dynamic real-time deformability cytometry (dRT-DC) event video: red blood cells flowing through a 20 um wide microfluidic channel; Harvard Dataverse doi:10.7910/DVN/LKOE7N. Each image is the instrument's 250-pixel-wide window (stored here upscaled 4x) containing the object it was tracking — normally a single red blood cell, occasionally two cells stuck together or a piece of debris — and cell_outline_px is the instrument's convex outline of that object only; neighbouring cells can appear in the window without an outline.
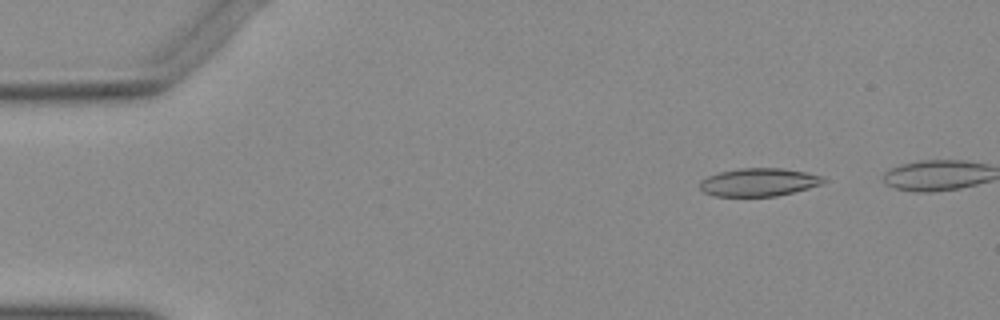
{"species": "Egyptian fruit bat (a non-hibernating species)", "species_latin": "Rousettus aegyptiacus", "temperature_condition": "warm", "stored_images_in_passage": 45, "camera_frame_rate_fps": 3000, "um_per_image_px": 0.085, "animal": {"sex": "female"}, "frame": {"image": 1, "passage_image": 5, "time_ms": 1.333, "image_size_px": [1000, 320], "cell_outline_px": [[828, 180], [820, 184], [808, 188], [776, 196], [712, 196], [704, 192], [700, 188], [700, 180], [708, 176], [720, 172], [740, 168], [780, 168], [804, 172], [824, 176]], "centroid_in_image_um": [64.49, 15.49], "position_along_channel_um": 20.5, "area_um2": 20.11}}
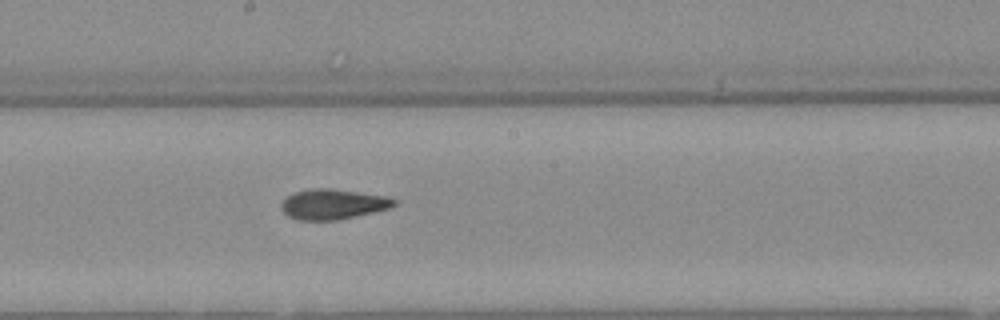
{"frame": {"image": 2, "passage_image": 27, "time_ms": 8.667, "image_size_px": [1000, 320], "cell_outline_px": [[396, 204], [392, 208], [336, 220], [296, 220], [288, 216], [280, 208], [280, 204], [288, 196], [296, 192], [312, 188], [328, 188], [388, 196], [396, 200]], "centroid_in_image_um": [28.31, 17.36], "position_along_channel_um": 219.9, "area_um2": 19.83}}
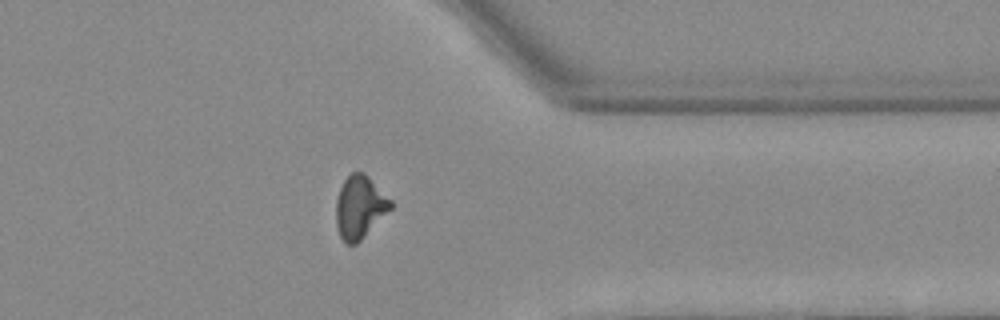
{"frame": {"image": 3, "passage_image": 40, "time_ms": 13.0, "image_size_px": [1000, 320], "cell_outline_px": [[392, 208], [356, 244], [348, 244], [340, 236], [336, 224], [336, 200], [340, 188], [344, 180], [352, 172], [364, 172], [392, 200]], "centroid_in_image_um": [30.58, 17.58], "position_along_channel_um": 380.8, "area_um2": 19.77}}